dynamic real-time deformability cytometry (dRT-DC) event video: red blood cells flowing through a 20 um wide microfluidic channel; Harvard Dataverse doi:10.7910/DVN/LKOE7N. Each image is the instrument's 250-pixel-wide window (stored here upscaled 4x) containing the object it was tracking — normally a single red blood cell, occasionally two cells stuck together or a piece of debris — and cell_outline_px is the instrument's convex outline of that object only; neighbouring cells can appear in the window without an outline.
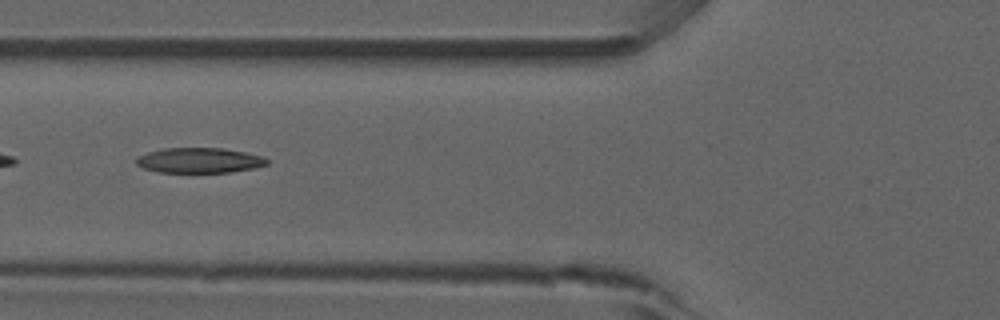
{"species": "common noctule bat (a hibernating species)", "species_latin": "Nyctalus noctula", "temperature_condition": "room temperature", "stored_images_in_passage": 3, "camera_frame_rate_fps": 3000, "um_per_image_px": 0.085, "animal": {"sex": "male", "forearm_length_mm": 52.5}, "frame": {"image": 1, "passage_image": 3, "time_ms": 2.333, "image_size_px": [1000, 320], "cell_outline_px": [[268, 164], [256, 168], [232, 172], [160, 172], [144, 168], [136, 164], [136, 156], [148, 152], [164, 148], [224, 148], [244, 152], [260, 156], [268, 160]], "centroid_in_image_um": [16.94, 13.63], "position_along_channel_um": 108.9, "area_um2": 19.13}}